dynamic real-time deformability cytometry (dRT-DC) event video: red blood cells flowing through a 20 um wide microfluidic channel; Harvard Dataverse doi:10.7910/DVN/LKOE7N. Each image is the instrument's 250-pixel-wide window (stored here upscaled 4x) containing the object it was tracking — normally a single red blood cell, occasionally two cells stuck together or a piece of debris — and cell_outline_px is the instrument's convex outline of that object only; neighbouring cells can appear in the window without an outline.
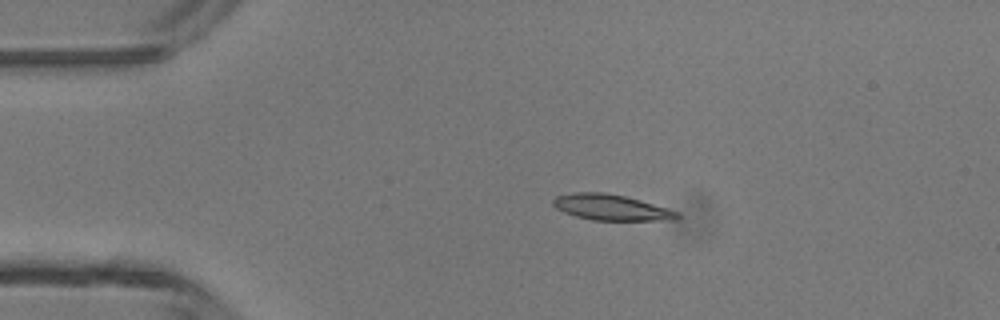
{"species": "common noctule bat (a hibernating species)", "species_latin": "Nyctalus noctula", "temperature_condition": "room temperature", "stored_images_in_passage": 4, "camera_frame_rate_fps": 3000, "um_per_image_px": 0.085, "animal": {"sex": "male", "body_mass_g": 13.3}, "frame": {"image": 1, "passage_image": 3, "time_ms": 3.0, "image_size_px": [1000, 320], "cell_outline_px": [[684, 216], [680, 220], [592, 220], [576, 216], [564, 212], [556, 208], [552, 204], [552, 200], [556, 196], [572, 192], [604, 192], [624, 196], [640, 200], [668, 208], [680, 212]], "centroid_in_image_um": [52.01, 17.63], "position_along_channel_um": 33.0, "area_um2": 18.9}}